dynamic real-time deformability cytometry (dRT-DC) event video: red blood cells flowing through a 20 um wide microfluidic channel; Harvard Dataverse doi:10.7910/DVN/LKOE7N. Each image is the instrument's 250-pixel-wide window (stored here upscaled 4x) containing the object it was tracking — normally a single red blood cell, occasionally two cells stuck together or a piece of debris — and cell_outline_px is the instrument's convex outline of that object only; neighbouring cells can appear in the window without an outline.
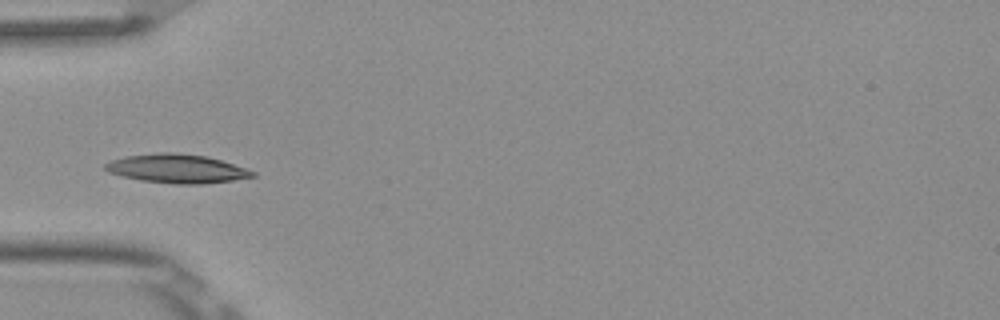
{"species": "Egyptian fruit bat (a non-hibernating species)", "species_latin": "Rousettus aegyptiacus", "temperature_condition": "room temperature", "stored_images_in_passage": 10, "camera_frame_rate_fps": 3000, "um_per_image_px": 0.085, "frame": {"image": 1, "passage_image": 6, "time_ms": 1.667, "image_size_px": [1000, 320], "cell_outline_px": [[256, 176], [232, 180], [200, 184], [176, 184], [140, 180], [108, 172], [104, 168], [104, 164], [112, 160], [124, 156], [160, 152], [176, 152], [204, 156], [220, 160], [256, 172]], "centroid_in_image_um": [15.0, 14.33], "position_along_channel_um": 70.0, "area_um2": 24.51}}
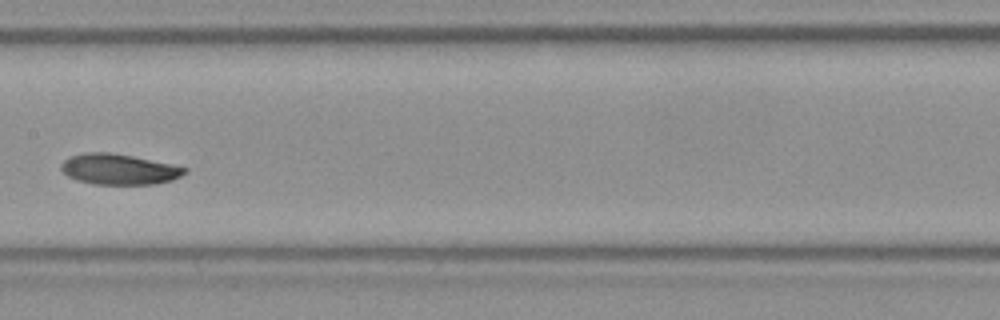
{"frame": {"image": 2, "passage_image": 9, "time_ms": 2.667, "image_size_px": [1000, 320], "cell_outline_px": [[188, 172], [172, 180], [156, 184], [96, 184], [80, 180], [68, 176], [60, 168], [60, 164], [68, 156], [84, 152], [108, 152], [132, 156], [172, 164], [188, 168]], "centroid_in_image_um": [10.12, 14.37], "position_along_channel_um": 197.3, "area_um2": 22.02}}
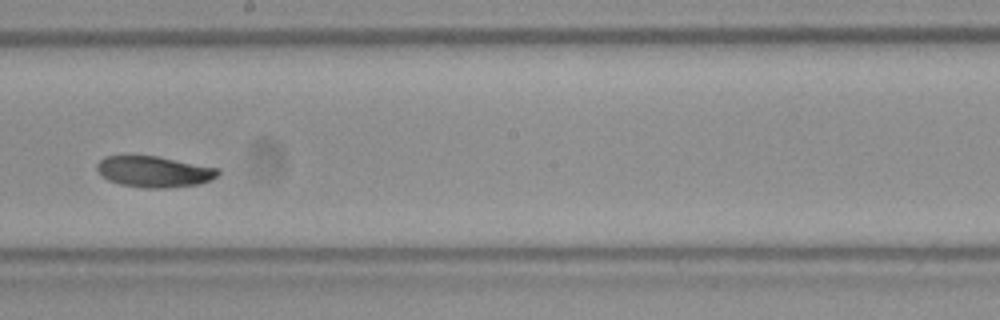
{"frame": {"image": 3, "passage_image": 10, "time_ms": 3.0, "image_size_px": [1000, 320], "cell_outline_px": [[220, 172], [212, 180], [200, 184], [168, 188], [144, 188], [120, 184], [108, 180], [96, 168], [96, 164], [104, 156], [156, 156], [220, 168]], "centroid_in_image_um": [13.13, 14.6], "position_along_channel_um": 235.1, "area_um2": 21.91}}